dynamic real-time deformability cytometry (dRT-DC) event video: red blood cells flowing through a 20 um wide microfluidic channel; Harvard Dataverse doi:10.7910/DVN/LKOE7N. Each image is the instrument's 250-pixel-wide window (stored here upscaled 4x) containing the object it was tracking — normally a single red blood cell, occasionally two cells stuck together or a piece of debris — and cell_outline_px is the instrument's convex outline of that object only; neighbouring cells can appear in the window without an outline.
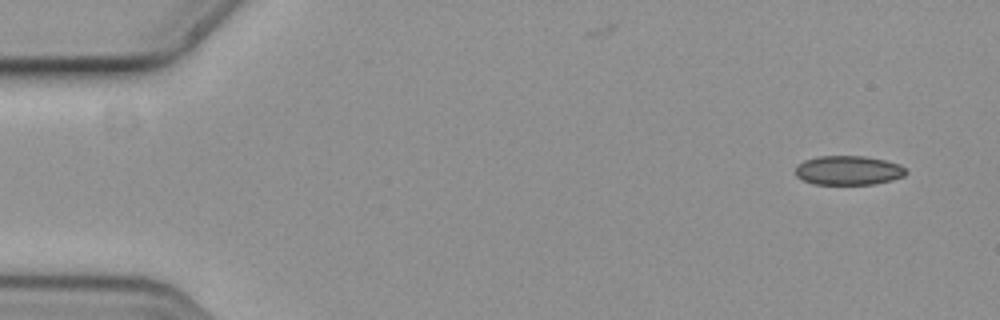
{"species": "common noctule bat (a hibernating species)", "species_latin": "Nyctalus noctula", "temperature_condition": "cold", "stored_images_in_passage": 6, "camera_frame_rate_fps": 3000, "um_per_image_px": 0.085, "animal": {"sex": "female", "body_mass_g": 19.3, "forearm_length_mm": 54.1}, "frame": {"image": 1, "passage_image": 1, "time_ms": 0.0, "image_size_px": [1000, 320], "cell_outline_px": [[908, 172], [904, 176], [892, 180], [872, 184], [816, 184], [804, 180], [796, 176], [796, 164], [804, 160], [820, 156], [864, 156], [884, 160], [900, 164]], "centroid_in_image_um": [72.11, 14.47], "position_along_channel_um": 12.9, "area_um2": 18.79}}
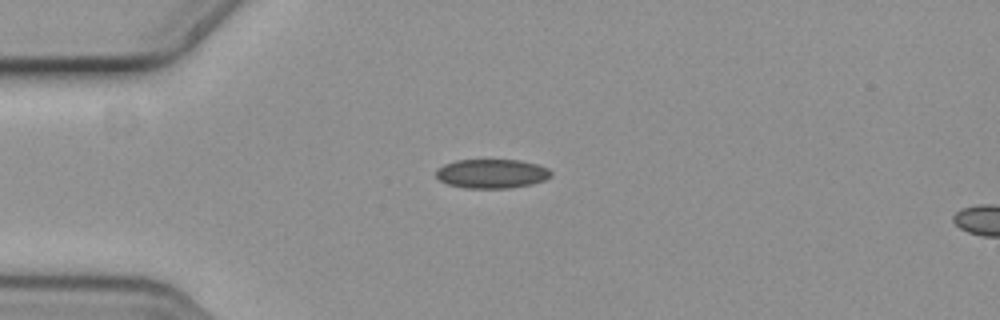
{"frame": {"image": 2, "passage_image": 4, "time_ms": 1.0, "image_size_px": [1000, 320], "cell_outline_px": [[552, 176], [544, 180], [532, 184], [508, 188], [464, 188], [448, 184], [440, 180], [436, 176], [436, 168], [444, 164], [456, 160], [520, 160], [536, 164], [548, 168], [552, 172]], "centroid_in_image_um": [41.79, 14.76], "position_along_channel_um": 43.2, "area_um2": 19.59}}
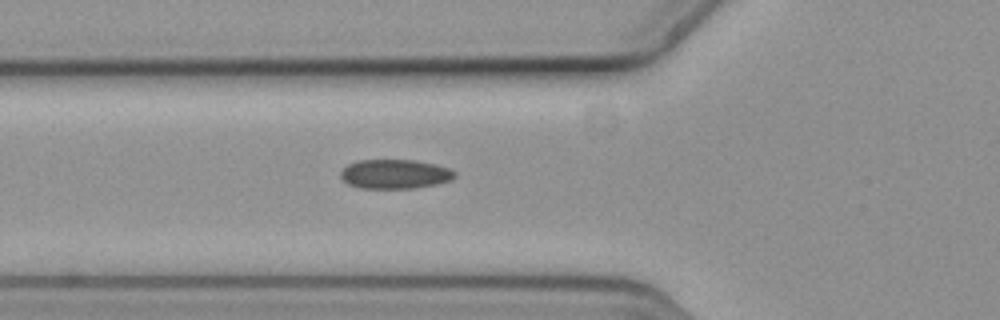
{"frame": {"image": 3, "passage_image": 6, "time_ms": 1.667, "image_size_px": [1000, 320], "cell_outline_px": [[456, 176], [452, 180], [436, 184], [412, 188], [360, 188], [348, 184], [340, 176], [340, 172], [348, 164], [356, 160], [416, 160], [436, 164], [448, 168], [456, 172]], "centroid_in_image_um": [33.57, 14.79], "position_along_channel_um": 92.2, "area_um2": 19.54}}